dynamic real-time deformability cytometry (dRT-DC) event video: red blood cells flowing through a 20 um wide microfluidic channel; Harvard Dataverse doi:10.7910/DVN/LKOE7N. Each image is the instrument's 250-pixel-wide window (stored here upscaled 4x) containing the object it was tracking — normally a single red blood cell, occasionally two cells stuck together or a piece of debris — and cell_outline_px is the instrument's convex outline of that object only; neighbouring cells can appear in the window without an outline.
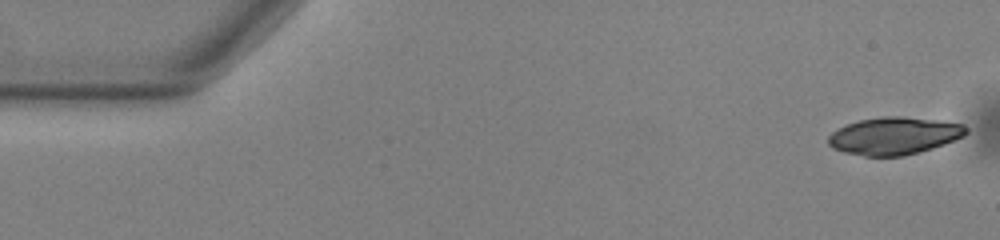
{"species": "common noctule bat (a hibernating species)", "species_latin": "Nyctalus noctula", "temperature_condition": "warm", "stored_images_in_passage": 53, "camera_frame_rate_fps": 3000, "um_per_image_px": 0.085, "animal": {"sex": "male", "body_mass_g": 13.0, "forearm_length_mm": 53.1}, "frame": {"image": 1, "passage_image": 1, "time_ms": 0.0, "image_size_px": [1000, 240], "cell_outline_px": [[968, 132], [964, 136], [944, 144], [932, 148], [904, 156], [864, 156], [844, 152], [832, 148], [828, 144], [828, 136], [832, 132], [848, 124], [860, 120], [884, 116], [900, 116], [936, 120], [964, 124], [968, 128]], "centroid_in_image_um": [76.01, 11.55], "position_along_channel_um": 9.0, "area_um2": 29.94}}
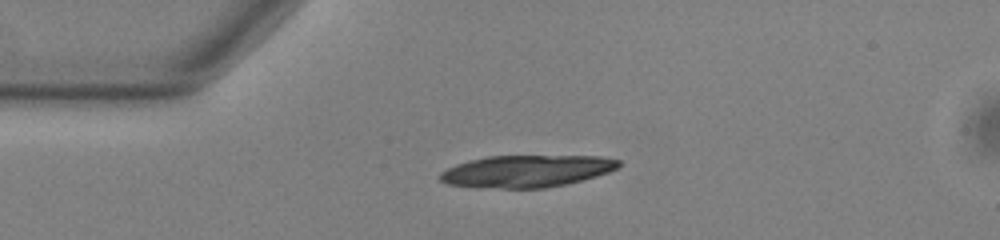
{"frame": {"image": 2, "passage_image": 12, "time_ms": 3.667, "image_size_px": [1000, 240], "cell_outline_px": [[620, 164], [616, 168], [608, 172], [596, 176], [564, 184], [544, 188], [500, 188], [448, 184], [440, 180], [440, 172], [456, 164], [488, 156], [600, 156], [620, 160]], "centroid_in_image_um": [44.77, 14.54], "position_along_channel_um": 40.2, "area_um2": 32.89}}